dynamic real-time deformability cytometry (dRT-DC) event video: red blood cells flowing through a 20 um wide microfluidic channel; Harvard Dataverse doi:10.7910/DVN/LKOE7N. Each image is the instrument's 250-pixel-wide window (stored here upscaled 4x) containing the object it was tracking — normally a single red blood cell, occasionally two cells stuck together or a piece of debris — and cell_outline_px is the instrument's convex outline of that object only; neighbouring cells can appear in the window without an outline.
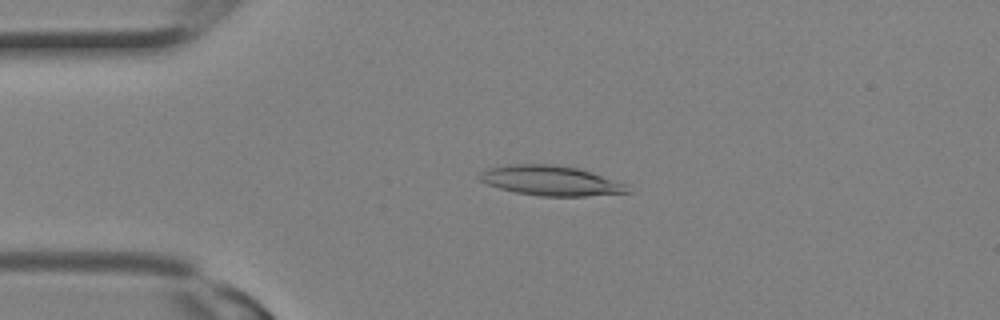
{"species": "Egyptian fruit bat (a non-hibernating species)", "species_latin": "Rousettus aegyptiacus", "temperature_condition": "room temperature", "stored_images_in_passage": 6, "camera_frame_rate_fps": 3000, "um_per_image_px": 0.085, "animal": {"sex": "female"}, "frame": {"image": 1, "passage_image": 2, "time_ms": 0.333, "image_size_px": [1000, 320], "cell_outline_px": [[632, 192], [584, 196], [540, 196], [516, 192], [500, 188], [488, 184], [480, 180], [476, 176], [480, 172], [488, 168], [508, 164], [552, 164], [576, 168], [624, 184]], "centroid_in_image_um": [46.72, 15.35], "position_along_channel_um": 38.3, "area_um2": 25.32}}
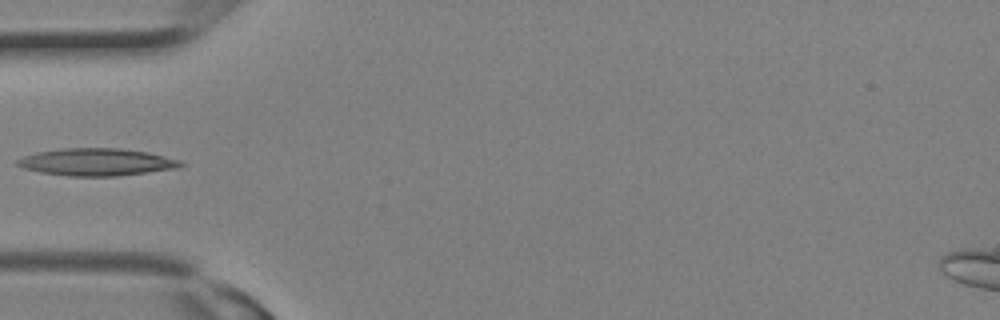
{"frame": {"image": 2, "passage_image": 5, "time_ms": 1.333, "image_size_px": [1000, 320], "cell_outline_px": [[184, 164], [176, 168], [148, 172], [116, 176], [68, 176], [40, 172], [24, 168], [16, 164], [16, 160], [24, 156], [36, 152], [64, 148], [120, 148], [148, 152], [180, 160]], "centroid_in_image_um": [8.19, 13.77], "position_along_channel_um": 76.8, "area_um2": 25.89}}